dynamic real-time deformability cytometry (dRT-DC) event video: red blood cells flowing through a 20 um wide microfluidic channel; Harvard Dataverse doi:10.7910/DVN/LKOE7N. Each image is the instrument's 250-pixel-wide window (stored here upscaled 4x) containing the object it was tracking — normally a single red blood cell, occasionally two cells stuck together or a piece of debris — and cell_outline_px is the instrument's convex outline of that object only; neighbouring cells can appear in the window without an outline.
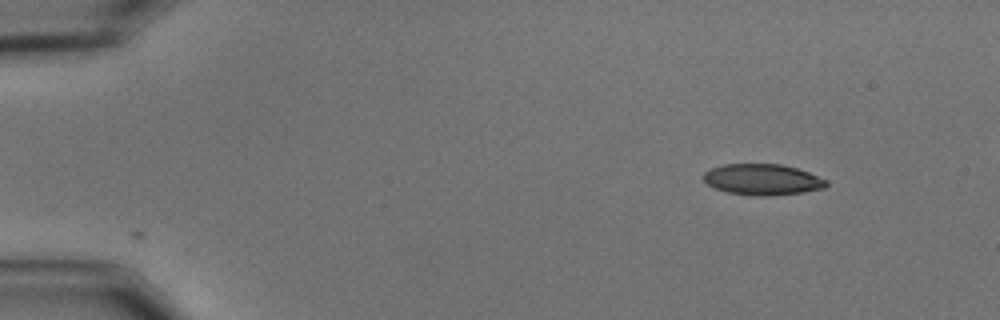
{"species": "common noctule bat (a hibernating species)", "species_latin": "Nyctalus noctula", "temperature_condition": "cold", "stored_images_in_passage": 2, "camera_frame_rate_fps": 3000, "um_per_image_px": 0.085, "animal": {"sex": "male", "body_mass_g": 15.6}, "frame": {"image": 1, "passage_image": 1, "time_ms": 0.0, "image_size_px": [1000, 320], "cell_outline_px": [[828, 184], [824, 188], [800, 192], [772, 196], [752, 196], [728, 192], [716, 188], [708, 184], [704, 180], [704, 172], [712, 168], [724, 164], [780, 164], [796, 168], [808, 172], [828, 180]], "centroid_in_image_um": [64.82, 15.26], "position_along_channel_um": 20.2, "area_um2": 22.08}}